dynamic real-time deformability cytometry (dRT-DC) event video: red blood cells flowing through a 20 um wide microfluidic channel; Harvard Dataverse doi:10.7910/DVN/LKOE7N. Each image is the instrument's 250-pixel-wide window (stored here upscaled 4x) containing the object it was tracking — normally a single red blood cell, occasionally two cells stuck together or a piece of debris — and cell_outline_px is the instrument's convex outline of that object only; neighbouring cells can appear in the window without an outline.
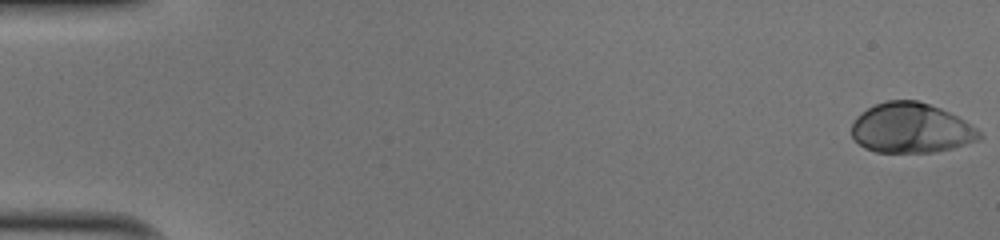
{"species": "human", "species_latin": "Homo sapiens", "temperature_condition": "cold", "stored_images_in_passage": 49, "camera_frame_rate_fps": 3000, "um_per_image_px": 0.085, "donor": {"sex": "male"}, "frame": {"image": 1, "passage_image": 1, "time_ms": 0.0, "image_size_px": [1000, 240], "cell_outline_px": [[984, 136], [980, 140], [952, 148], [936, 152], [876, 152], [864, 148], [852, 136], [852, 124], [856, 116], [860, 112], [876, 104], [888, 100], [916, 100], [940, 108], [964, 120], [976, 128]], "centroid_in_image_um": [77.44, 10.89], "position_along_channel_um": 7.6, "area_um2": 37.17}}
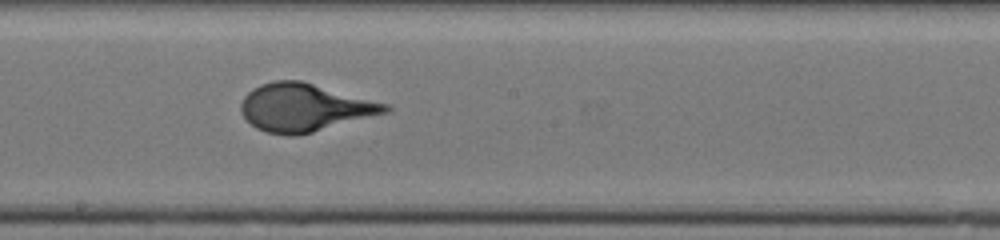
{"frame": {"image": 2, "passage_image": 29, "time_ms": 9.333, "image_size_px": [1000, 240], "cell_outline_px": [[392, 108], [388, 112], [312, 132], [292, 136], [288, 136], [268, 132], [256, 128], [240, 112], [240, 104], [244, 96], [252, 88], [260, 84], [276, 80], [300, 80], [388, 104]], "centroid_in_image_um": [25.85, 9.13], "position_along_channel_um": 222.3, "area_um2": 39.88}}
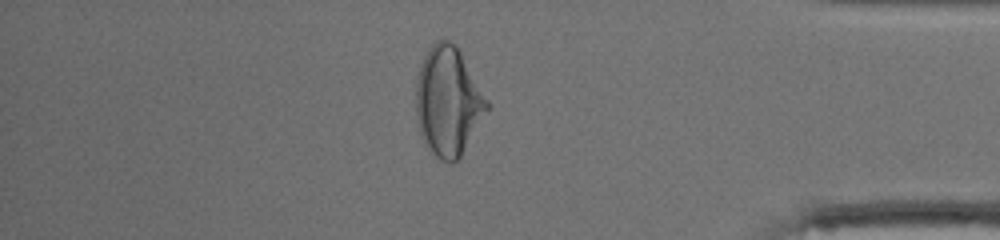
{"frame": {"image": 3, "passage_image": 44, "time_ms": 14.333, "image_size_px": [1000, 240], "cell_outline_px": [[492, 108], [460, 156], [452, 164], [448, 164], [440, 160], [424, 144], [420, 136], [416, 116], [416, 84], [420, 64], [424, 56], [432, 44], [436, 40], [448, 40], [456, 44], [492, 104]], "centroid_in_image_um": [38.13, 8.63], "position_along_channel_um": 397.1, "area_um2": 46.01}}